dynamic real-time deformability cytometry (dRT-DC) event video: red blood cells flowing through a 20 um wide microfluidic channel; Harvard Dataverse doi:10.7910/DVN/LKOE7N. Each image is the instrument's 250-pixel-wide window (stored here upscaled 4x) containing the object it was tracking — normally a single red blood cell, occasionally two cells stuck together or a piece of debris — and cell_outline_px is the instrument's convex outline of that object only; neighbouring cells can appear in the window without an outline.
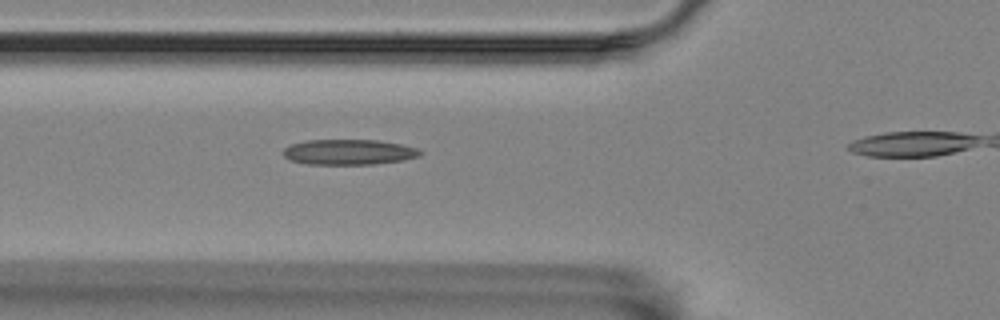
{"species": "Egyptian fruit bat (a non-hibernating species)", "species_latin": "Rousettus aegyptiacus", "temperature_condition": "room temperature", "stored_images_in_passage": 4, "camera_frame_rate_fps": 3000, "um_per_image_px": 0.085, "animal": {"sex": "female"}, "frame": {"image": 1, "passage_image": 3, "time_ms": 0.667, "image_size_px": [1000, 320], "cell_outline_px": [[424, 152], [420, 156], [404, 160], [372, 164], [308, 164], [288, 160], [284, 156], [284, 148], [292, 144], [308, 140], [380, 140], [400, 144], [416, 148]], "centroid_in_image_um": [29.66, 12.92], "position_along_channel_um": 96.1, "area_um2": 20.23}}